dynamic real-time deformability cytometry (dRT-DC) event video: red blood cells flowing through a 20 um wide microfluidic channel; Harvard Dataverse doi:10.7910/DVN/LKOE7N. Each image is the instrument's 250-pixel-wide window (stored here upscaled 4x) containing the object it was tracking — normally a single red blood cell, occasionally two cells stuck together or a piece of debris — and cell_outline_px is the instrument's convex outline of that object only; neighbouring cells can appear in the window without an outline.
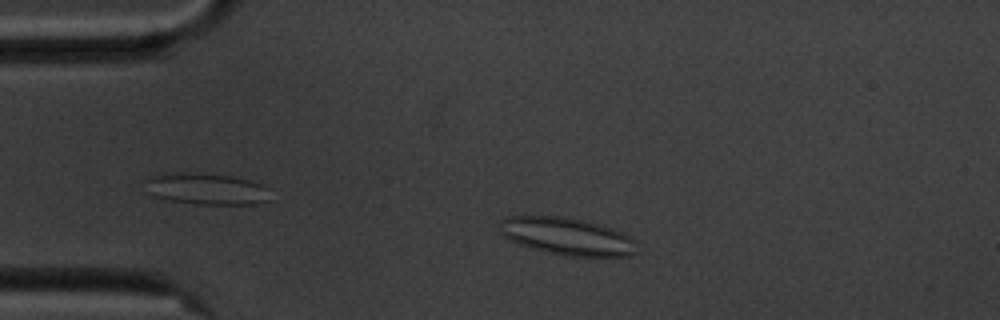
{"species": "common noctule bat (a hibernating species)", "species_latin": "Nyctalus noctula", "temperature_condition": "cold", "stored_images_in_passage": 45, "camera_frame_rate_fps": 3000, "um_per_image_px": 0.085, "animal": {"sex": "male", "body_mass_g": 20.1, "forearm_length_mm": 53.5}, "frame": {"image": 1, "passage_image": 9, "time_ms": 2.667, "image_size_px": [1000, 320], "cell_outline_px": [[636, 240], [632, 256], [564, 256], [528, 248], [504, 236], [500, 232], [504, 220], [508, 216], [560, 216], [580, 220], [612, 228]], "centroid_in_image_um": [48.2, 20.1], "position_along_channel_um": 36.8, "area_um2": 29.36}}
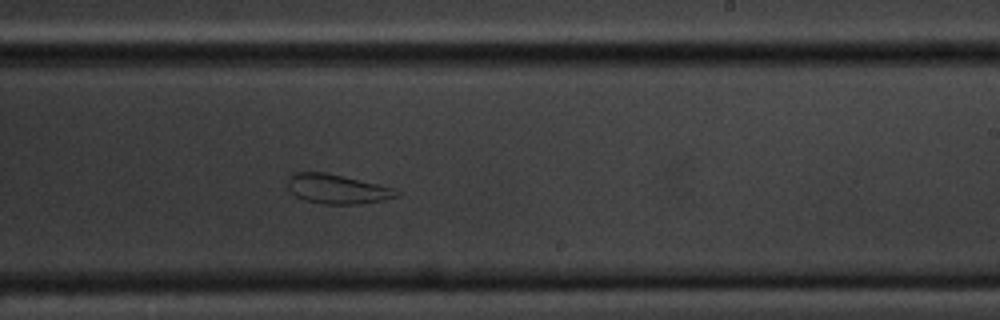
{"frame": {"image": 2, "passage_image": 31, "time_ms": 10.0, "image_size_px": [1000, 320], "cell_outline_px": [[400, 192], [396, 196], [384, 200], [360, 204], [324, 204], [304, 200], [296, 196], [288, 188], [288, 176], [292, 172], [324, 172], [376, 184], [392, 188]], "centroid_in_image_um": [28.6, 16.07], "position_along_channel_um": 260.4, "area_um2": 18.44}}
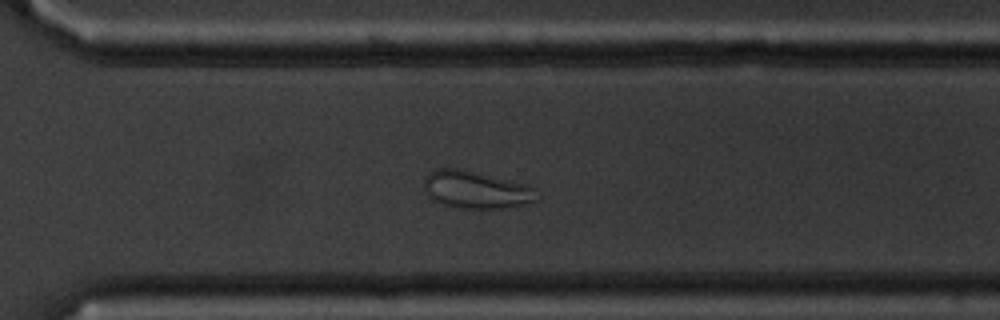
{"frame": {"image": 3, "passage_image": 37, "time_ms": 12.0, "image_size_px": [1000, 320], "cell_outline_px": [[540, 200], [524, 204], [504, 208], [456, 208], [432, 200], [428, 196], [424, 188], [424, 176], [428, 172], [436, 168], [456, 168], [528, 184], [540, 196]], "centroid_in_image_um": [40.45, 16.13], "position_along_channel_um": 330.2, "area_um2": 24.74}, "authors_computed_cell_mechanics": {"area_um2": 24.7384, "velocity_mm_per_s": 3.5019, "shape_relaxation_time_tau1_ms": null, "shape_relaxation_time_tau2_ms": 1.5935, "deformation_change_tau1": null, "deformation_change_tau2": 0.0673}}